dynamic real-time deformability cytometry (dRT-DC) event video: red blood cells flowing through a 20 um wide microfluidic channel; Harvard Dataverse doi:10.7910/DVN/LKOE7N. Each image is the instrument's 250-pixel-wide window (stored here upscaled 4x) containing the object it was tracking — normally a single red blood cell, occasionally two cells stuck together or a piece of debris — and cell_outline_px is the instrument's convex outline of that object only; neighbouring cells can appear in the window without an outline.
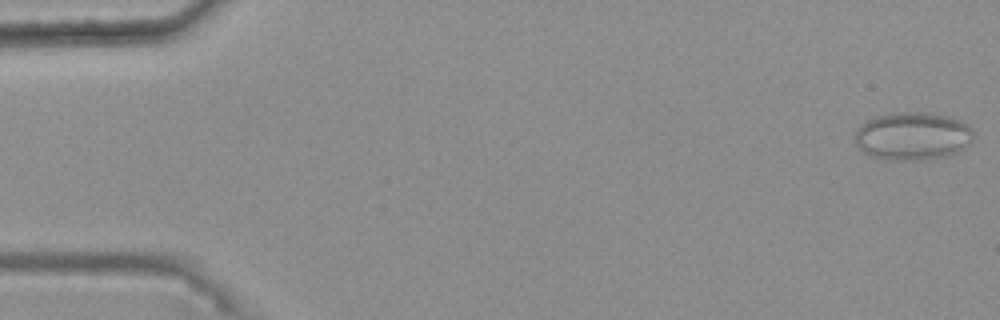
{"species": "common noctule bat (a hibernating species)", "species_latin": "Nyctalus noctula", "temperature_condition": "warm", "stored_images_in_passage": 48, "camera_frame_rate_fps": 3000, "um_per_image_px": 0.085, "animal": {"sex": "female", "body_mass_g": 25.1}, "frame": {"image": 1, "passage_image": 1, "time_ms": 0.0, "image_size_px": [1000, 320], "cell_outline_px": [[972, 140], [964, 148], [956, 152], [944, 156], [924, 160], [888, 160], [868, 156], [856, 144], [856, 128], [860, 124], [868, 120], [892, 112], [924, 112], [948, 116], [960, 120], [968, 124], [972, 128]], "centroid_in_image_um": [77.56, 11.57], "position_along_channel_um": 7.4, "area_um2": 33.23}}
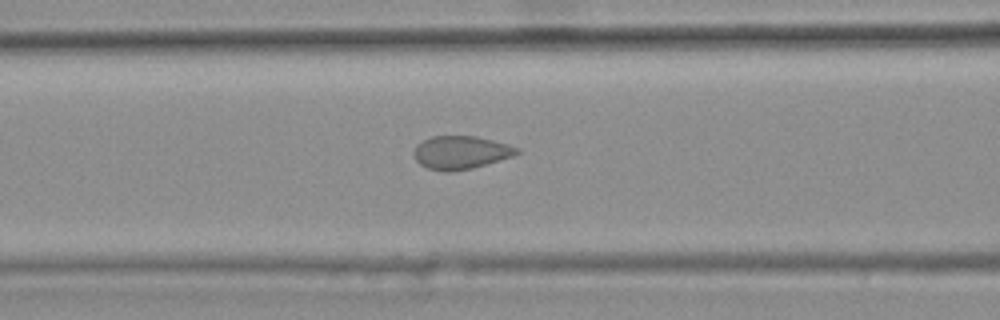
{"frame": {"image": 2, "passage_image": 22, "time_ms": 7.0, "image_size_px": [1000, 320], "cell_outline_px": [[520, 152], [512, 156], [472, 168], [452, 172], [444, 172], [428, 168], [420, 164], [416, 160], [412, 152], [416, 144], [432, 136], [476, 136], [508, 144], [520, 148]], "centroid_in_image_um": [39.14, 12.96], "position_along_channel_um": 127.5, "area_um2": 19.94}}
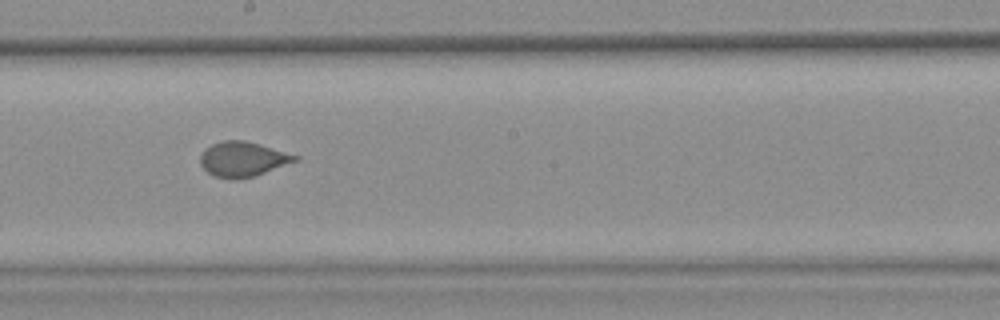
{"frame": {"image": 3, "passage_image": 30, "time_ms": 9.667, "image_size_px": [1000, 320], "cell_outline_px": [[300, 160], [256, 176], [236, 180], [232, 180], [216, 176], [208, 172], [200, 164], [200, 156], [204, 148], [212, 144], [224, 140], [244, 140], [260, 144], [300, 156]], "centroid_in_image_um": [20.66, 13.53], "position_along_channel_um": 227.5, "area_um2": 19.54}}